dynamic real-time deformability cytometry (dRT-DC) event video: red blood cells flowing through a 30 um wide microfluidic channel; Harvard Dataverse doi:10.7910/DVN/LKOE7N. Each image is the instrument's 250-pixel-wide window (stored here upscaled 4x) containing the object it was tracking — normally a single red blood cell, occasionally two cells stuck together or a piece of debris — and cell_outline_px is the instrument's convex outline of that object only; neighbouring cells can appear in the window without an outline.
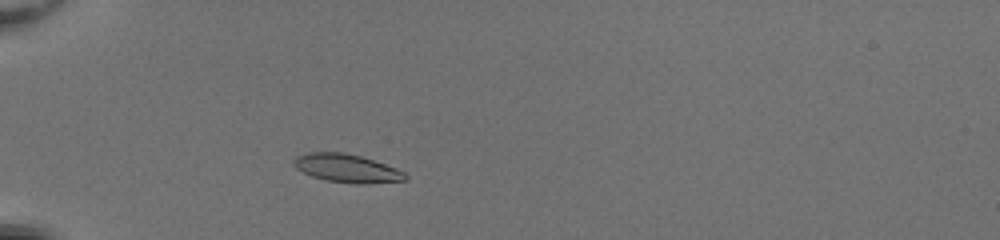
{"species": "common noctule bat (a hibernating species)", "species_latin": "Nyctalus noctula", "temperature_condition": "room temperature", "stored_images_in_passage": 42, "camera_frame_rate_fps": 3000, "um_per_image_px": 0.085, "animal": {"sex": "female", "body_mass_g": 20.0, "forearm_length_mm": 54.0}, "frame": {"image": 1, "passage_image": 7, "time_ms": 2.0, "image_size_px": [1000, 240], "cell_outline_px": [[408, 180], [364, 184], [356, 184], [328, 180], [312, 176], [296, 168], [292, 164], [292, 160], [296, 156], [308, 152], [344, 152], [360, 156], [396, 168], [404, 172], [408, 176]], "centroid_in_image_um": [29.47, 14.3], "position_along_channel_um": 55.5, "area_um2": 18.32}}
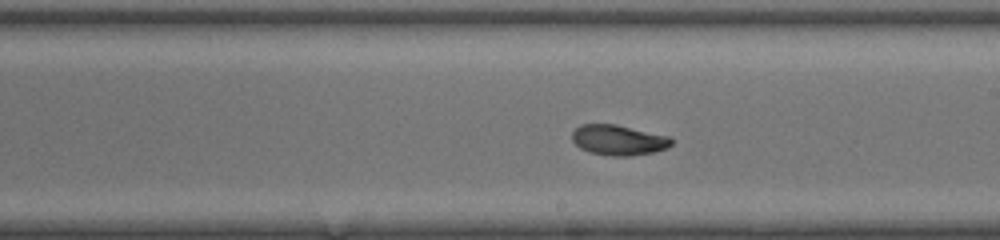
{"frame": {"image": 2, "passage_image": 22, "time_ms": 7.0, "image_size_px": [1000, 240], "cell_outline_px": [[672, 144], [668, 148], [652, 152], [628, 156], [612, 156], [592, 152], [580, 148], [572, 140], [572, 132], [580, 124], [616, 124], [668, 136], [672, 140]], "centroid_in_image_um": [52.56, 11.89], "position_along_channel_um": 236.4, "area_um2": 17.4}}
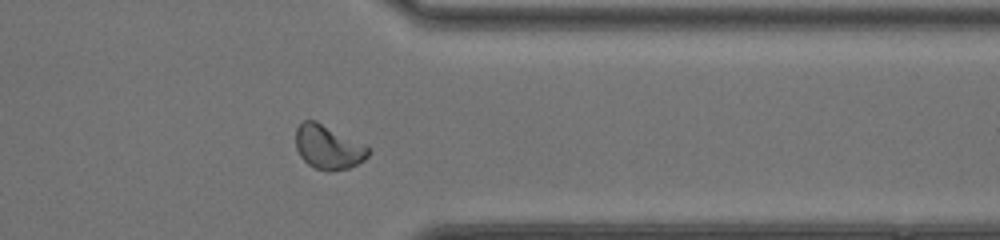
{"frame": {"image": 3, "passage_image": 33, "time_ms": 10.667, "image_size_px": [1000, 240], "cell_outline_px": [[368, 156], [364, 160], [348, 168], [328, 172], [316, 168], [308, 164], [300, 156], [296, 148], [296, 128], [304, 120], [316, 120], [368, 148]], "centroid_in_image_um": [27.84, 12.52], "position_along_channel_um": 383.6, "area_um2": 18.15}, "authors_computed_cell_mechanics": {"area_um2": 17.918, "velocity_mm_per_s": 4.0737, "shape_relaxation_time_tau1_ms": 5.5269, "shape_relaxation_time_tau2_ms": 2.2175, "deformation_change_tau1": 0.1684, "deformation_change_tau2": 0.0647}}